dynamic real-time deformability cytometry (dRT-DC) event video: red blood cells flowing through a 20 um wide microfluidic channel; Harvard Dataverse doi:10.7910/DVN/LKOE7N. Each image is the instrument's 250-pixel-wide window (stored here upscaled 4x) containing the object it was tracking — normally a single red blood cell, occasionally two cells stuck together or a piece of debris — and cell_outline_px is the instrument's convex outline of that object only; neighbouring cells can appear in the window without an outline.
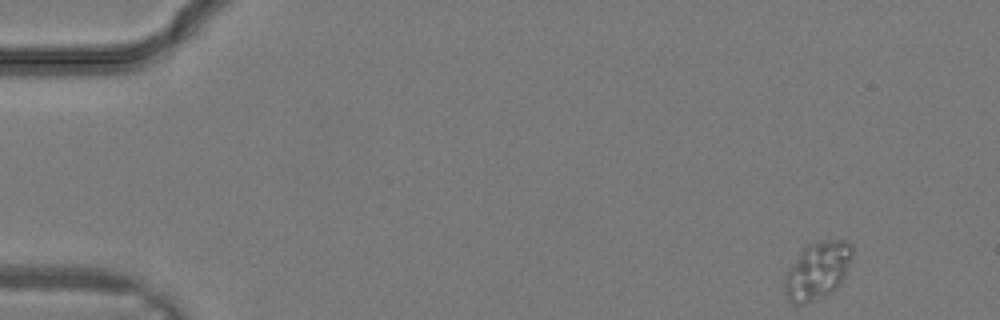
{"species": "common noctule bat (a hibernating species)", "species_latin": "Nyctalus noctula", "temperature_condition": "warm", "stored_images_in_passage": 30, "camera_frame_rate_fps": 3000, "um_per_image_px": 0.085, "animal": {"sex": "male", "body_mass_g": 19.2, "forearm_length_mm": 51.8}, "frame": {"image": 1, "passage_image": 1, "time_ms": 0.0, "image_size_px": [1000, 320], "cell_outline_px": [[852, 252], [844, 276], [840, 284], [832, 292], [824, 296], [804, 304], [792, 304], [788, 300], [784, 288], [784, 276], [800, 252], [808, 244], [824, 240], [844, 240], [852, 248]], "centroid_in_image_um": [69.45, 23.03], "position_along_channel_um": 15.6, "area_um2": 22.31}}
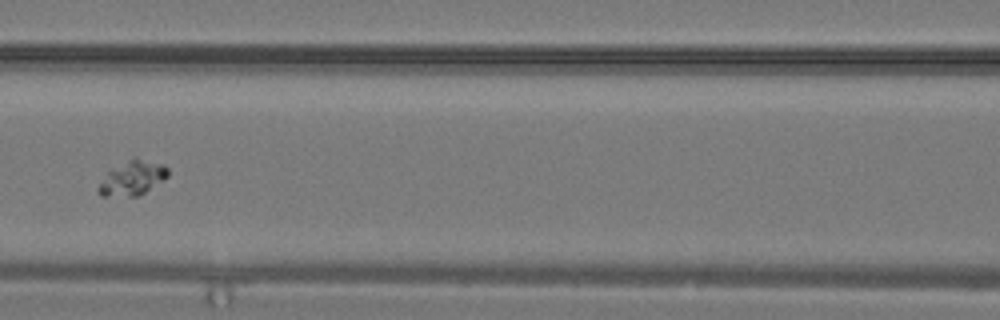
{"frame": {"image": 2, "passage_image": 13, "time_ms": 4.0, "image_size_px": [1000, 320], "cell_outline_px": [[168, 176], [164, 180], [144, 192], [136, 196], [100, 196], [96, 192], [96, 188], [108, 172], [128, 160], [136, 156], [164, 164], [168, 168]], "centroid_in_image_um": [11.27, 15.13], "position_along_channel_um": 155.3, "area_um2": 13.93}}
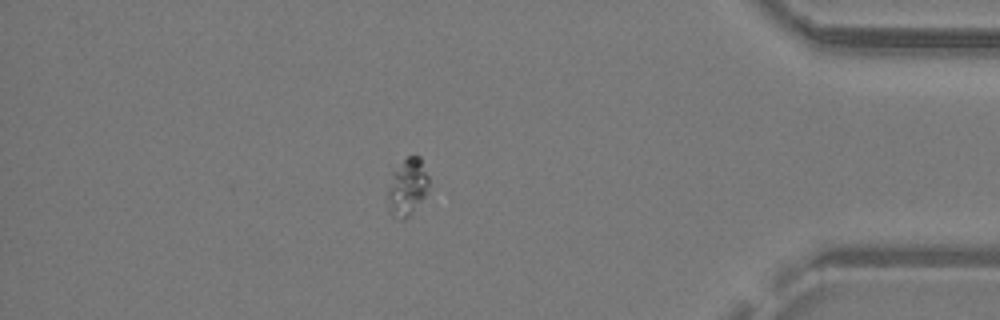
{"frame": {"image": 3, "passage_image": 26, "time_ms": 8.333, "image_size_px": [1000, 320], "cell_outline_px": [[428, 184], [424, 196], [408, 216], [404, 220], [396, 220], [388, 212], [388, 188], [392, 172], [408, 156], [420, 156], [428, 176]], "centroid_in_image_um": [34.58, 15.92], "position_along_channel_um": 400.6, "area_um2": 13.53}}